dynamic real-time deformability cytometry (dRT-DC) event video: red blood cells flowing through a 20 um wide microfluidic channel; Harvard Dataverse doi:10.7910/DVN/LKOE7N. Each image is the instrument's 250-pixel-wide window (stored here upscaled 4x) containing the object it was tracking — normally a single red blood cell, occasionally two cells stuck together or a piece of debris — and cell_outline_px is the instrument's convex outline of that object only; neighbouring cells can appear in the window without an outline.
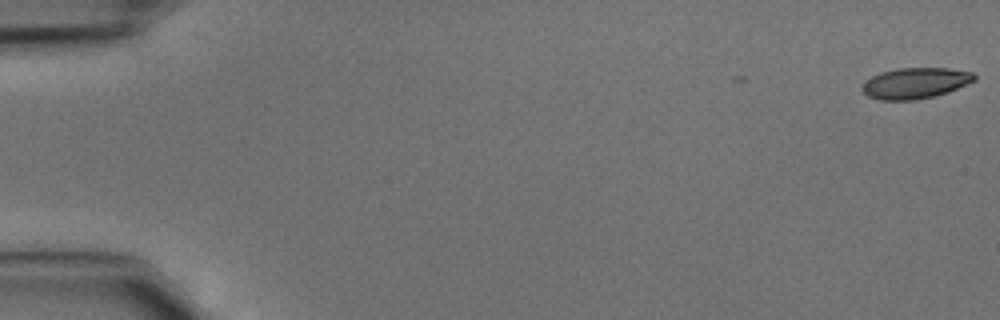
{"species": "common noctule bat (a hibernating species)", "species_latin": "Nyctalus noctula", "temperature_condition": "cold", "stored_images_in_passage": 5, "camera_frame_rate_fps": 3000, "um_per_image_px": 0.085, "animal": {"sex": "male", "body_mass_g": 15.6}, "frame": {"image": 1, "passage_image": 1, "time_ms": 0.0, "image_size_px": [1000, 320], "cell_outline_px": [[976, 80], [948, 92], [936, 96], [916, 100], [880, 100], [868, 96], [860, 88], [860, 84], [864, 80], [880, 72], [896, 68], [948, 68], [972, 72], [976, 76]], "centroid_in_image_um": [77.76, 7.07], "position_along_channel_um": 7.2, "area_um2": 20.46}}